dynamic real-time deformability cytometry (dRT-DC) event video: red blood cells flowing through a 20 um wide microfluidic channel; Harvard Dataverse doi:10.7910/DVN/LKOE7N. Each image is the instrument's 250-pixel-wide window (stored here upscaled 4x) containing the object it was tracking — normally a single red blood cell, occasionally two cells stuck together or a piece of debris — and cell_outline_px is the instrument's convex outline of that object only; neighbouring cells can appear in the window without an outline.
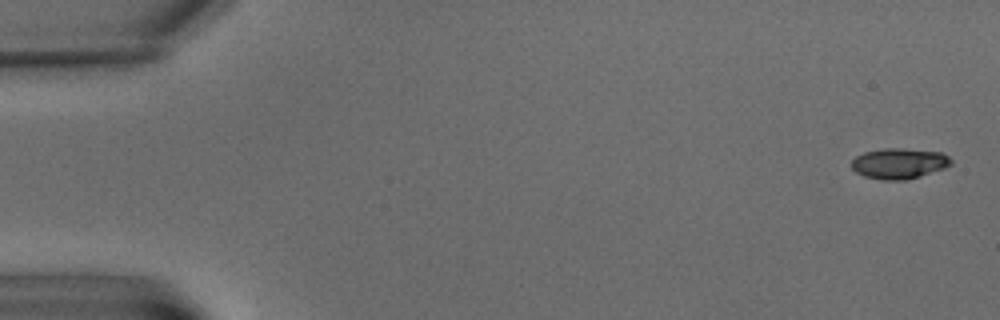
{"species": "common noctule bat (a hibernating species)", "species_latin": "Nyctalus noctula", "temperature_condition": "warm", "stored_images_in_passage": 8, "camera_frame_rate_fps": 3000, "um_per_image_px": 0.085, "animal": {"sex": "male", "body_mass_g": 15.6}, "frame": {"image": 1, "passage_image": 1, "time_ms": 0.0, "image_size_px": [1000, 320], "cell_outline_px": [[952, 164], [944, 168], [920, 176], [904, 180], [880, 180], [864, 176], [856, 172], [852, 168], [852, 160], [856, 156], [864, 152], [884, 148], [900, 148], [944, 152], [952, 160]], "centroid_in_image_um": [76.43, 13.89], "position_along_channel_um": 8.6, "area_um2": 17.8}}
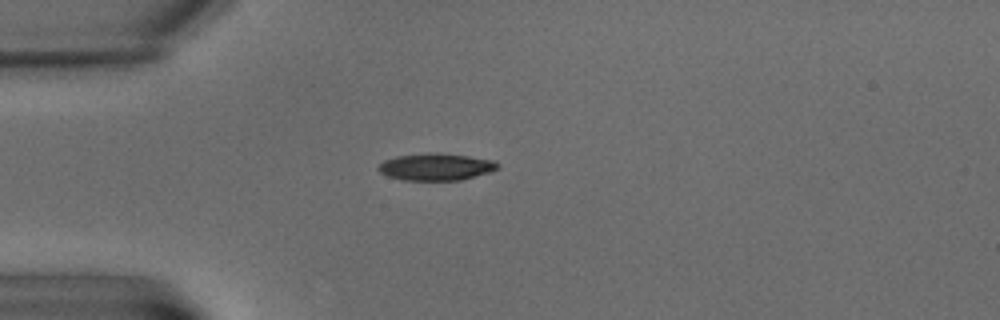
{"frame": {"image": 2, "passage_image": 6, "time_ms": 6.0, "image_size_px": [1000, 320], "cell_outline_px": [[500, 168], [488, 172], [460, 180], [404, 180], [388, 176], [380, 172], [376, 168], [384, 160], [396, 156], [428, 152], [436, 152], [468, 156], [492, 160], [500, 164]], "centroid_in_image_um": [37.04, 14.17], "position_along_channel_um": 48.0, "area_um2": 18.79}}